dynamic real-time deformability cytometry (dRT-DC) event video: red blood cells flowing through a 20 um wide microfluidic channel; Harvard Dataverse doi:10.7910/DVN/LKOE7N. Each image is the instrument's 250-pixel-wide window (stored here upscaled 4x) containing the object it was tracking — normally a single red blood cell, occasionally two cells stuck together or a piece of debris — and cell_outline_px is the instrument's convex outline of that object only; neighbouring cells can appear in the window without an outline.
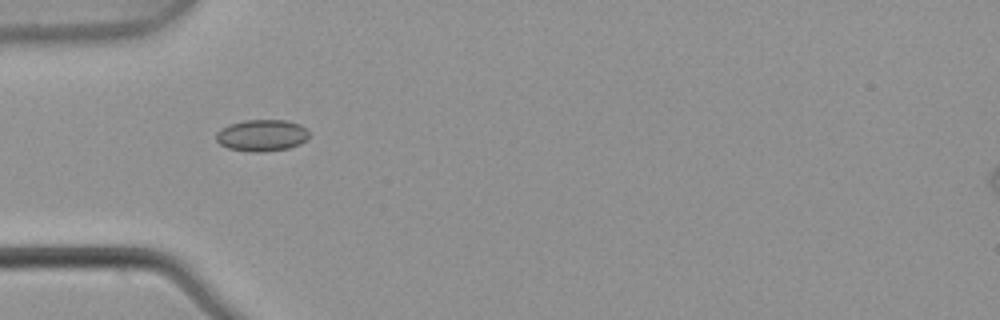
{"species": "common noctule bat (a hibernating species)", "species_latin": "Nyctalus noctula", "temperature_condition": "warm", "stored_images_in_passage": 6, "camera_frame_rate_fps": 3000, "um_per_image_px": 0.085, "animal": {"sex": "male", "body_mass_g": 21.5, "forearm_length_mm": 52.0}, "frame": {"image": 1, "passage_image": 5, "time_ms": 1.333, "image_size_px": [1000, 320], "cell_outline_px": [[308, 136], [300, 144], [288, 148], [264, 152], [252, 152], [228, 148], [220, 144], [216, 140], [216, 132], [220, 128], [228, 124], [244, 120], [288, 120], [300, 124], [308, 128]], "centroid_in_image_um": [22.24, 11.5], "position_along_channel_um": 62.8, "area_um2": 17.34}}
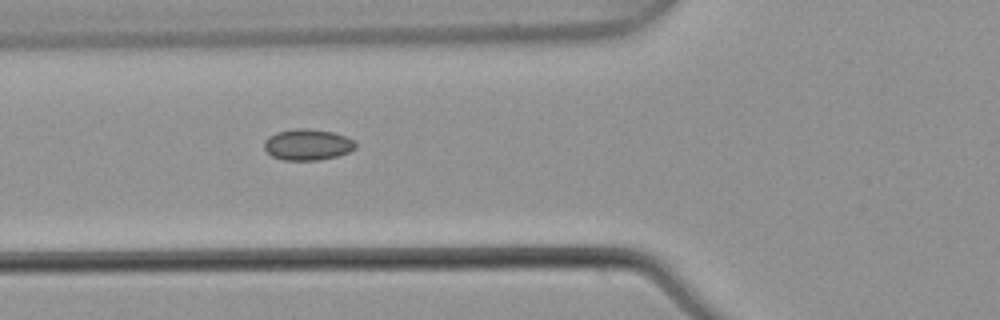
{"frame": {"image": 2, "passage_image": 6, "time_ms": 1.667, "image_size_px": [1000, 320], "cell_outline_px": [[356, 148], [348, 152], [336, 156], [316, 160], [284, 160], [272, 156], [264, 148], [264, 140], [268, 136], [276, 132], [292, 128], [308, 128], [332, 132], [356, 140]], "centroid_in_image_um": [26.13, 12.28], "position_along_channel_um": 99.7, "area_um2": 16.65}}